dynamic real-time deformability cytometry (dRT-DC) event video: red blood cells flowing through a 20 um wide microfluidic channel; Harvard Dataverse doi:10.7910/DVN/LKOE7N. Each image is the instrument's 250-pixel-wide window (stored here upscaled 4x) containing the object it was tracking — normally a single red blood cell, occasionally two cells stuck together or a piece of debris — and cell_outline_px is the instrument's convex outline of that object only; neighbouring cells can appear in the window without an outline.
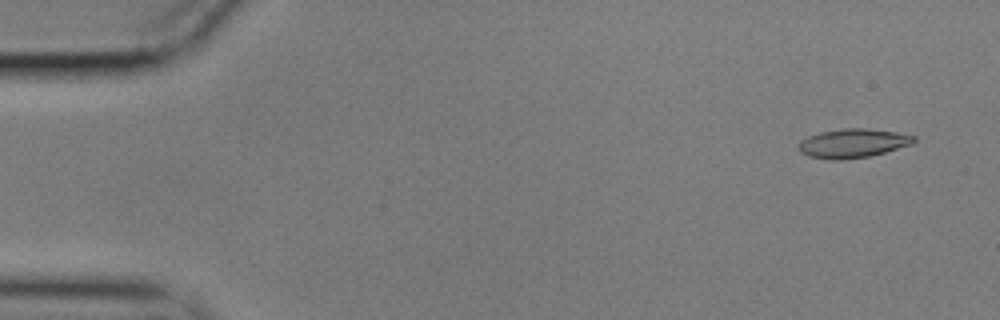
{"species": "common noctule bat (a hibernating species)", "species_latin": "Nyctalus noctula", "temperature_condition": "cold", "stored_images_in_passage": 10, "camera_frame_rate_fps": 3000, "um_per_image_px": 0.085, "animal": {"sex": "male", "body_mass_g": 17.9}, "frame": {"image": 1, "passage_image": 3, "time_ms": 0.667, "image_size_px": [1000, 320], "cell_outline_px": [[916, 140], [912, 144], [884, 152], [868, 156], [840, 160], [832, 160], [808, 156], [800, 152], [796, 148], [800, 140], [808, 136], [820, 132], [844, 128], [864, 128], [896, 132], [916, 136]], "centroid_in_image_um": [72.45, 12.17], "position_along_channel_um": 12.6, "area_um2": 19.48}}